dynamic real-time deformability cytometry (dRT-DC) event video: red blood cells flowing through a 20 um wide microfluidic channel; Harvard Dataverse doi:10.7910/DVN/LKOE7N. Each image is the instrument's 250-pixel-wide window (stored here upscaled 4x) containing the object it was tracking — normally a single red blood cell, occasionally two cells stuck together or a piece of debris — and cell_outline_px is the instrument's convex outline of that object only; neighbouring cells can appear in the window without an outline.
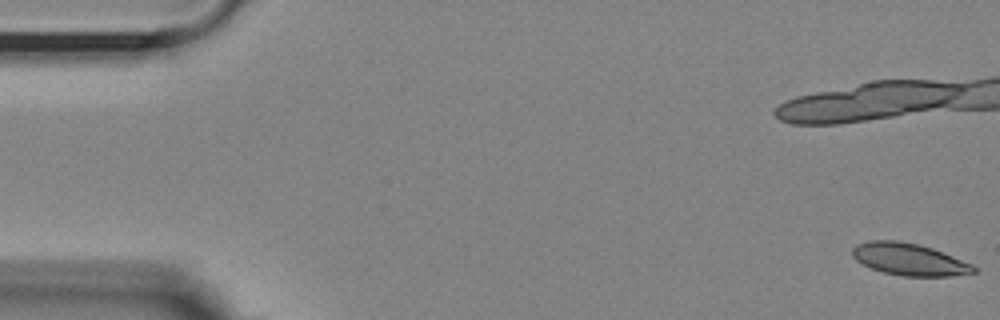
{"species": "Egyptian fruit bat (a non-hibernating species)", "species_latin": "Rousettus aegyptiacus", "temperature_condition": "room temperature", "stored_images_in_passage": 23, "camera_frame_rate_fps": 3000, "um_per_image_px": 0.085, "animal": {"sex": "female"}, "frame": {"image": 1, "passage_image": 1, "time_ms": 0.0, "image_size_px": [1000, 320], "cell_outline_px": [[976, 272], [952, 276], [904, 276], [884, 272], [872, 268], [856, 260], [852, 256], [852, 248], [856, 244], [868, 240], [896, 240], [920, 244], [932, 248], [972, 264], [976, 268]], "centroid_in_image_um": [77.26, 22.03], "position_along_channel_um": 7.7, "area_um2": 22.6}}